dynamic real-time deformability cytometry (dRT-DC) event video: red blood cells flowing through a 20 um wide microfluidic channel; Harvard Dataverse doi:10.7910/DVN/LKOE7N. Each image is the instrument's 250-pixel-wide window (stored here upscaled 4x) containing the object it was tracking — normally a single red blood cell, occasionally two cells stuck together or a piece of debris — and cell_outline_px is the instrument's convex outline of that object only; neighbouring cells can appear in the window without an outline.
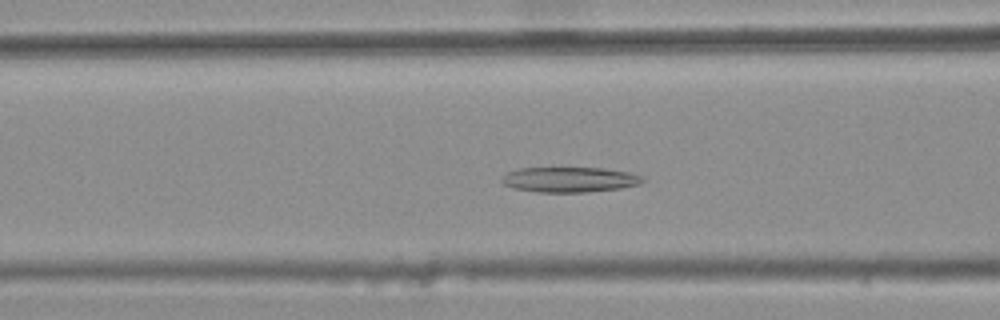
{"species": "common noctule bat (a hibernating species)", "species_latin": "Nyctalus noctula", "temperature_condition": "warm", "stored_images_in_passage": 32, "camera_frame_rate_fps": 3000, "um_per_image_px": 0.085, "animal": {"sex": "female", "body_mass_g": 25.1}, "frame": {"image": 1, "passage_image": 8, "time_ms": 2.333, "image_size_px": [1000, 320], "cell_outline_px": [[644, 180], [640, 184], [620, 188], [588, 192], [536, 192], [512, 188], [504, 184], [500, 180], [508, 172], [520, 168], [600, 168], [628, 172], [644, 176]], "centroid_in_image_um": [48.41, 15.27], "position_along_channel_um": 118.2, "area_um2": 20.63}}
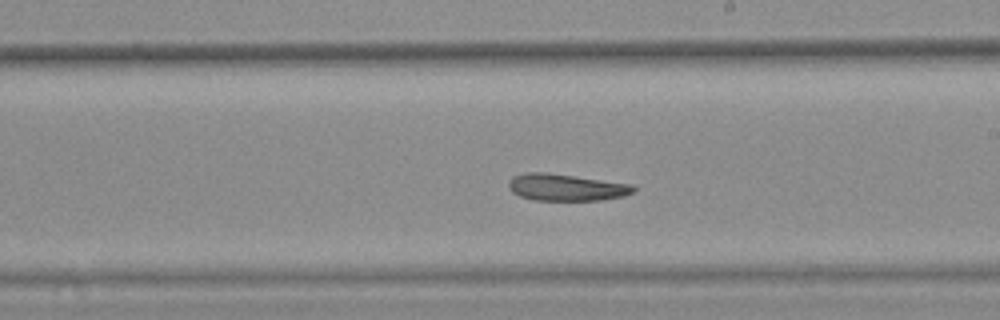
{"frame": {"image": 2, "passage_image": 18, "time_ms": 5.667, "image_size_px": [1000, 320], "cell_outline_px": [[636, 192], [624, 196], [604, 200], [532, 200], [520, 196], [512, 192], [508, 188], [508, 180], [512, 176], [524, 172], [548, 172], [632, 184], [636, 188]], "centroid_in_image_um": [48.11, 15.92], "position_along_channel_um": 240.9, "area_um2": 19.88}}
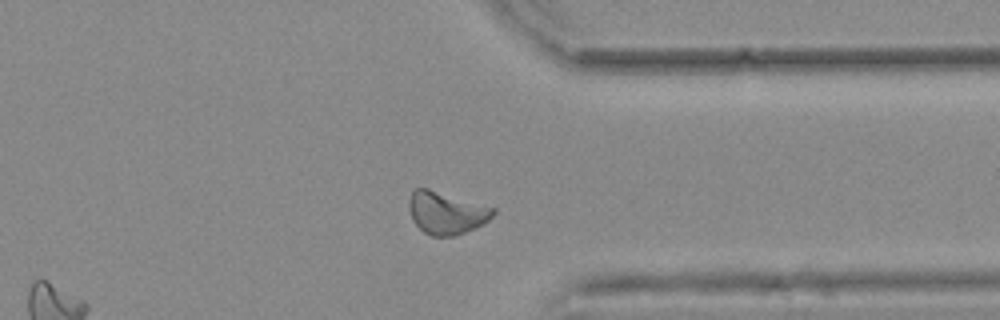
{"frame": {"image": 3, "passage_image": 29, "time_ms": 9.333, "image_size_px": [1000, 320], "cell_outline_px": [[496, 212], [484, 224], [476, 228], [452, 236], [432, 236], [424, 232], [412, 220], [408, 208], [408, 200], [412, 192], [416, 188], [428, 188], [496, 208]], "centroid_in_image_um": [37.93, 18.08], "position_along_channel_um": 373.5, "area_um2": 20.87}}